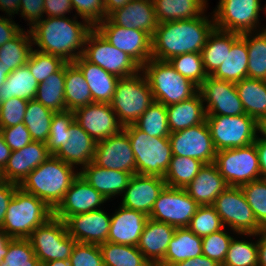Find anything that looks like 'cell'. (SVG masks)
<instances>
[{"mask_svg": "<svg viewBox=\"0 0 266 266\" xmlns=\"http://www.w3.org/2000/svg\"><path fill=\"white\" fill-rule=\"evenodd\" d=\"M86 20L72 17H44L30 30L33 47L41 52L74 62L84 53L85 40L93 29Z\"/></svg>", "mask_w": 266, "mask_h": 266, "instance_id": "cell-1", "label": "cell"}, {"mask_svg": "<svg viewBox=\"0 0 266 266\" xmlns=\"http://www.w3.org/2000/svg\"><path fill=\"white\" fill-rule=\"evenodd\" d=\"M194 19L158 23L152 36V58L168 61L186 53H201L209 34L215 28L213 15Z\"/></svg>", "mask_w": 266, "mask_h": 266, "instance_id": "cell-2", "label": "cell"}, {"mask_svg": "<svg viewBox=\"0 0 266 266\" xmlns=\"http://www.w3.org/2000/svg\"><path fill=\"white\" fill-rule=\"evenodd\" d=\"M45 143L51 155L81 170L92 162L97 142L75 122L74 111L66 110L54 113Z\"/></svg>", "mask_w": 266, "mask_h": 266, "instance_id": "cell-3", "label": "cell"}, {"mask_svg": "<svg viewBox=\"0 0 266 266\" xmlns=\"http://www.w3.org/2000/svg\"><path fill=\"white\" fill-rule=\"evenodd\" d=\"M78 170L51 155L28 174L19 187L43 200L51 209L55 210L62 202L72 181L79 175Z\"/></svg>", "mask_w": 266, "mask_h": 266, "instance_id": "cell-4", "label": "cell"}, {"mask_svg": "<svg viewBox=\"0 0 266 266\" xmlns=\"http://www.w3.org/2000/svg\"><path fill=\"white\" fill-rule=\"evenodd\" d=\"M54 216L43 200L18 187L9 203L2 231L10 238L28 239L40 225Z\"/></svg>", "mask_w": 266, "mask_h": 266, "instance_id": "cell-5", "label": "cell"}, {"mask_svg": "<svg viewBox=\"0 0 266 266\" xmlns=\"http://www.w3.org/2000/svg\"><path fill=\"white\" fill-rule=\"evenodd\" d=\"M150 85L155 102L165 106L194 96L199 87L177 72L168 61L151 58L141 67Z\"/></svg>", "mask_w": 266, "mask_h": 266, "instance_id": "cell-6", "label": "cell"}, {"mask_svg": "<svg viewBox=\"0 0 266 266\" xmlns=\"http://www.w3.org/2000/svg\"><path fill=\"white\" fill-rule=\"evenodd\" d=\"M136 161V174L164 177L171 158L169 138L151 137L134 124L123 127Z\"/></svg>", "mask_w": 266, "mask_h": 266, "instance_id": "cell-7", "label": "cell"}, {"mask_svg": "<svg viewBox=\"0 0 266 266\" xmlns=\"http://www.w3.org/2000/svg\"><path fill=\"white\" fill-rule=\"evenodd\" d=\"M154 98L144 73L119 78L110 105L120 124H134L153 103Z\"/></svg>", "mask_w": 266, "mask_h": 266, "instance_id": "cell-8", "label": "cell"}, {"mask_svg": "<svg viewBox=\"0 0 266 266\" xmlns=\"http://www.w3.org/2000/svg\"><path fill=\"white\" fill-rule=\"evenodd\" d=\"M261 0H219L213 9L215 28L238 34L260 31Z\"/></svg>", "mask_w": 266, "mask_h": 266, "instance_id": "cell-9", "label": "cell"}, {"mask_svg": "<svg viewBox=\"0 0 266 266\" xmlns=\"http://www.w3.org/2000/svg\"><path fill=\"white\" fill-rule=\"evenodd\" d=\"M214 163L228 186L240 187L261 179L255 142L245 147L217 151Z\"/></svg>", "mask_w": 266, "mask_h": 266, "instance_id": "cell-10", "label": "cell"}, {"mask_svg": "<svg viewBox=\"0 0 266 266\" xmlns=\"http://www.w3.org/2000/svg\"><path fill=\"white\" fill-rule=\"evenodd\" d=\"M216 151L245 147L257 138V121L241 114L237 116H206Z\"/></svg>", "mask_w": 266, "mask_h": 266, "instance_id": "cell-11", "label": "cell"}, {"mask_svg": "<svg viewBox=\"0 0 266 266\" xmlns=\"http://www.w3.org/2000/svg\"><path fill=\"white\" fill-rule=\"evenodd\" d=\"M28 239L41 264L52 260H69L76 243L68 234L65 222L55 216L37 227Z\"/></svg>", "mask_w": 266, "mask_h": 266, "instance_id": "cell-12", "label": "cell"}, {"mask_svg": "<svg viewBox=\"0 0 266 266\" xmlns=\"http://www.w3.org/2000/svg\"><path fill=\"white\" fill-rule=\"evenodd\" d=\"M82 56L118 78L130 77L141 71L131 57L106 41L95 28L86 37Z\"/></svg>", "mask_w": 266, "mask_h": 266, "instance_id": "cell-13", "label": "cell"}, {"mask_svg": "<svg viewBox=\"0 0 266 266\" xmlns=\"http://www.w3.org/2000/svg\"><path fill=\"white\" fill-rule=\"evenodd\" d=\"M225 228L236 233L257 234L263 230L258 224L241 187L228 186L212 204Z\"/></svg>", "mask_w": 266, "mask_h": 266, "instance_id": "cell-14", "label": "cell"}, {"mask_svg": "<svg viewBox=\"0 0 266 266\" xmlns=\"http://www.w3.org/2000/svg\"><path fill=\"white\" fill-rule=\"evenodd\" d=\"M94 28L106 41L125 52L140 67L152 58V37L145 31L115 25L108 17Z\"/></svg>", "mask_w": 266, "mask_h": 266, "instance_id": "cell-15", "label": "cell"}, {"mask_svg": "<svg viewBox=\"0 0 266 266\" xmlns=\"http://www.w3.org/2000/svg\"><path fill=\"white\" fill-rule=\"evenodd\" d=\"M198 207L185 189L166 186L154 202L149 218L175 228L188 227Z\"/></svg>", "mask_w": 266, "mask_h": 266, "instance_id": "cell-16", "label": "cell"}, {"mask_svg": "<svg viewBox=\"0 0 266 266\" xmlns=\"http://www.w3.org/2000/svg\"><path fill=\"white\" fill-rule=\"evenodd\" d=\"M172 156L192 157L204 164L213 163L216 157L209 127L206 123L170 133Z\"/></svg>", "mask_w": 266, "mask_h": 266, "instance_id": "cell-17", "label": "cell"}, {"mask_svg": "<svg viewBox=\"0 0 266 266\" xmlns=\"http://www.w3.org/2000/svg\"><path fill=\"white\" fill-rule=\"evenodd\" d=\"M207 116L245 114L235 83L209 75L199 86Z\"/></svg>", "mask_w": 266, "mask_h": 266, "instance_id": "cell-18", "label": "cell"}, {"mask_svg": "<svg viewBox=\"0 0 266 266\" xmlns=\"http://www.w3.org/2000/svg\"><path fill=\"white\" fill-rule=\"evenodd\" d=\"M92 162L103 168L136 174V161L129 137L122 129L96 143Z\"/></svg>", "mask_w": 266, "mask_h": 266, "instance_id": "cell-19", "label": "cell"}, {"mask_svg": "<svg viewBox=\"0 0 266 266\" xmlns=\"http://www.w3.org/2000/svg\"><path fill=\"white\" fill-rule=\"evenodd\" d=\"M75 122L96 142L119 133L123 126L110 104L90 103L74 110Z\"/></svg>", "mask_w": 266, "mask_h": 266, "instance_id": "cell-20", "label": "cell"}, {"mask_svg": "<svg viewBox=\"0 0 266 266\" xmlns=\"http://www.w3.org/2000/svg\"><path fill=\"white\" fill-rule=\"evenodd\" d=\"M109 202L106 197L96 191L79 174L66 191L62 202L54 210V216L65 221L72 215L87 213L103 208Z\"/></svg>", "mask_w": 266, "mask_h": 266, "instance_id": "cell-21", "label": "cell"}, {"mask_svg": "<svg viewBox=\"0 0 266 266\" xmlns=\"http://www.w3.org/2000/svg\"><path fill=\"white\" fill-rule=\"evenodd\" d=\"M111 215L104 208L72 215L64 222L68 234L78 243L101 244L107 242Z\"/></svg>", "mask_w": 266, "mask_h": 266, "instance_id": "cell-22", "label": "cell"}, {"mask_svg": "<svg viewBox=\"0 0 266 266\" xmlns=\"http://www.w3.org/2000/svg\"><path fill=\"white\" fill-rule=\"evenodd\" d=\"M166 186L162 177L134 174L121 195L119 205L149 216L154 202Z\"/></svg>", "mask_w": 266, "mask_h": 266, "instance_id": "cell-23", "label": "cell"}, {"mask_svg": "<svg viewBox=\"0 0 266 266\" xmlns=\"http://www.w3.org/2000/svg\"><path fill=\"white\" fill-rule=\"evenodd\" d=\"M148 219L144 212L118 206L111 215L107 241L137 246Z\"/></svg>", "mask_w": 266, "mask_h": 266, "instance_id": "cell-24", "label": "cell"}, {"mask_svg": "<svg viewBox=\"0 0 266 266\" xmlns=\"http://www.w3.org/2000/svg\"><path fill=\"white\" fill-rule=\"evenodd\" d=\"M50 156L46 143L41 141H32L22 149L11 151L10 158L3 169L6 181L19 185L28 174Z\"/></svg>", "mask_w": 266, "mask_h": 266, "instance_id": "cell-25", "label": "cell"}, {"mask_svg": "<svg viewBox=\"0 0 266 266\" xmlns=\"http://www.w3.org/2000/svg\"><path fill=\"white\" fill-rule=\"evenodd\" d=\"M108 18L115 25L142 30L151 37L158 27L153 0H132L122 8L113 11Z\"/></svg>", "mask_w": 266, "mask_h": 266, "instance_id": "cell-26", "label": "cell"}, {"mask_svg": "<svg viewBox=\"0 0 266 266\" xmlns=\"http://www.w3.org/2000/svg\"><path fill=\"white\" fill-rule=\"evenodd\" d=\"M175 230L170 224L150 218L147 220L137 248L152 266H158L163 261Z\"/></svg>", "mask_w": 266, "mask_h": 266, "instance_id": "cell-27", "label": "cell"}, {"mask_svg": "<svg viewBox=\"0 0 266 266\" xmlns=\"http://www.w3.org/2000/svg\"><path fill=\"white\" fill-rule=\"evenodd\" d=\"M79 174L108 201L121 196L132 177L131 173L103 168L93 162L79 170Z\"/></svg>", "mask_w": 266, "mask_h": 266, "instance_id": "cell-28", "label": "cell"}, {"mask_svg": "<svg viewBox=\"0 0 266 266\" xmlns=\"http://www.w3.org/2000/svg\"><path fill=\"white\" fill-rule=\"evenodd\" d=\"M228 187L215 163L204 164L197 176L184 188L199 205H212Z\"/></svg>", "mask_w": 266, "mask_h": 266, "instance_id": "cell-29", "label": "cell"}, {"mask_svg": "<svg viewBox=\"0 0 266 266\" xmlns=\"http://www.w3.org/2000/svg\"><path fill=\"white\" fill-rule=\"evenodd\" d=\"M74 63L82 71L92 95V103H107L112 101L119 78L87 61L83 56L78 57Z\"/></svg>", "mask_w": 266, "mask_h": 266, "instance_id": "cell-30", "label": "cell"}, {"mask_svg": "<svg viewBox=\"0 0 266 266\" xmlns=\"http://www.w3.org/2000/svg\"><path fill=\"white\" fill-rule=\"evenodd\" d=\"M170 133L206 121L204 102L199 91L189 99L166 106Z\"/></svg>", "mask_w": 266, "mask_h": 266, "instance_id": "cell-31", "label": "cell"}, {"mask_svg": "<svg viewBox=\"0 0 266 266\" xmlns=\"http://www.w3.org/2000/svg\"><path fill=\"white\" fill-rule=\"evenodd\" d=\"M202 254V237L194 234L188 227L176 228L163 261L158 266H173Z\"/></svg>", "mask_w": 266, "mask_h": 266, "instance_id": "cell-32", "label": "cell"}, {"mask_svg": "<svg viewBox=\"0 0 266 266\" xmlns=\"http://www.w3.org/2000/svg\"><path fill=\"white\" fill-rule=\"evenodd\" d=\"M158 23L194 19L207 13L208 0H153Z\"/></svg>", "mask_w": 266, "mask_h": 266, "instance_id": "cell-33", "label": "cell"}, {"mask_svg": "<svg viewBox=\"0 0 266 266\" xmlns=\"http://www.w3.org/2000/svg\"><path fill=\"white\" fill-rule=\"evenodd\" d=\"M248 58L246 41L240 36L231 48H226L224 62L211 76L236 84L247 77Z\"/></svg>", "mask_w": 266, "mask_h": 266, "instance_id": "cell-34", "label": "cell"}, {"mask_svg": "<svg viewBox=\"0 0 266 266\" xmlns=\"http://www.w3.org/2000/svg\"><path fill=\"white\" fill-rule=\"evenodd\" d=\"M239 99L245 114L256 121L266 117V82L265 80L246 77L236 84Z\"/></svg>", "mask_w": 266, "mask_h": 266, "instance_id": "cell-35", "label": "cell"}, {"mask_svg": "<svg viewBox=\"0 0 266 266\" xmlns=\"http://www.w3.org/2000/svg\"><path fill=\"white\" fill-rule=\"evenodd\" d=\"M238 33L223 31L214 28L209 34L206 45L201 51L202 61L206 73L212 75L224 62L226 48H231L232 44L240 37Z\"/></svg>", "mask_w": 266, "mask_h": 266, "instance_id": "cell-36", "label": "cell"}, {"mask_svg": "<svg viewBox=\"0 0 266 266\" xmlns=\"http://www.w3.org/2000/svg\"><path fill=\"white\" fill-rule=\"evenodd\" d=\"M39 83L30 73L28 66L18 67L12 71L0 87V103L10 98L19 97L25 100H34Z\"/></svg>", "mask_w": 266, "mask_h": 266, "instance_id": "cell-37", "label": "cell"}, {"mask_svg": "<svg viewBox=\"0 0 266 266\" xmlns=\"http://www.w3.org/2000/svg\"><path fill=\"white\" fill-rule=\"evenodd\" d=\"M66 110L75 109L92 103V95L88 83L80 68L74 62H66L65 73Z\"/></svg>", "mask_w": 266, "mask_h": 266, "instance_id": "cell-38", "label": "cell"}, {"mask_svg": "<svg viewBox=\"0 0 266 266\" xmlns=\"http://www.w3.org/2000/svg\"><path fill=\"white\" fill-rule=\"evenodd\" d=\"M32 50L31 32L23 28L14 38L0 47V63L11 73L28 62Z\"/></svg>", "mask_w": 266, "mask_h": 266, "instance_id": "cell-39", "label": "cell"}, {"mask_svg": "<svg viewBox=\"0 0 266 266\" xmlns=\"http://www.w3.org/2000/svg\"><path fill=\"white\" fill-rule=\"evenodd\" d=\"M65 73L66 63L44 82L39 83L35 100L53 112L66 111L65 104Z\"/></svg>", "mask_w": 266, "mask_h": 266, "instance_id": "cell-40", "label": "cell"}, {"mask_svg": "<svg viewBox=\"0 0 266 266\" xmlns=\"http://www.w3.org/2000/svg\"><path fill=\"white\" fill-rule=\"evenodd\" d=\"M240 236L249 238V240L240 238ZM251 237L256 238V234L236 233V236H233L230 241L225 260L221 266H258L257 240H251Z\"/></svg>", "mask_w": 266, "mask_h": 266, "instance_id": "cell-41", "label": "cell"}, {"mask_svg": "<svg viewBox=\"0 0 266 266\" xmlns=\"http://www.w3.org/2000/svg\"><path fill=\"white\" fill-rule=\"evenodd\" d=\"M248 50L247 77L266 79V28L241 34Z\"/></svg>", "mask_w": 266, "mask_h": 266, "instance_id": "cell-42", "label": "cell"}, {"mask_svg": "<svg viewBox=\"0 0 266 266\" xmlns=\"http://www.w3.org/2000/svg\"><path fill=\"white\" fill-rule=\"evenodd\" d=\"M104 266H152L137 246L112 242L99 244Z\"/></svg>", "mask_w": 266, "mask_h": 266, "instance_id": "cell-43", "label": "cell"}, {"mask_svg": "<svg viewBox=\"0 0 266 266\" xmlns=\"http://www.w3.org/2000/svg\"><path fill=\"white\" fill-rule=\"evenodd\" d=\"M203 162L192 157L172 156L164 175L168 187L184 189L197 176Z\"/></svg>", "mask_w": 266, "mask_h": 266, "instance_id": "cell-44", "label": "cell"}, {"mask_svg": "<svg viewBox=\"0 0 266 266\" xmlns=\"http://www.w3.org/2000/svg\"><path fill=\"white\" fill-rule=\"evenodd\" d=\"M54 113L35 99L28 100L23 123L33 141H47Z\"/></svg>", "mask_w": 266, "mask_h": 266, "instance_id": "cell-45", "label": "cell"}, {"mask_svg": "<svg viewBox=\"0 0 266 266\" xmlns=\"http://www.w3.org/2000/svg\"><path fill=\"white\" fill-rule=\"evenodd\" d=\"M134 125L151 137L169 138L166 106L153 102Z\"/></svg>", "mask_w": 266, "mask_h": 266, "instance_id": "cell-46", "label": "cell"}, {"mask_svg": "<svg viewBox=\"0 0 266 266\" xmlns=\"http://www.w3.org/2000/svg\"><path fill=\"white\" fill-rule=\"evenodd\" d=\"M170 65L183 77L189 79L198 87L208 77L205 71L201 53H186L168 60Z\"/></svg>", "mask_w": 266, "mask_h": 266, "instance_id": "cell-47", "label": "cell"}, {"mask_svg": "<svg viewBox=\"0 0 266 266\" xmlns=\"http://www.w3.org/2000/svg\"><path fill=\"white\" fill-rule=\"evenodd\" d=\"M0 266H41L29 239L11 238Z\"/></svg>", "mask_w": 266, "mask_h": 266, "instance_id": "cell-48", "label": "cell"}, {"mask_svg": "<svg viewBox=\"0 0 266 266\" xmlns=\"http://www.w3.org/2000/svg\"><path fill=\"white\" fill-rule=\"evenodd\" d=\"M240 187L252 208L256 221L263 229H266V180L251 181Z\"/></svg>", "mask_w": 266, "mask_h": 266, "instance_id": "cell-49", "label": "cell"}, {"mask_svg": "<svg viewBox=\"0 0 266 266\" xmlns=\"http://www.w3.org/2000/svg\"><path fill=\"white\" fill-rule=\"evenodd\" d=\"M65 63L66 61L61 57L44 53L33 48L26 65L37 82L41 83L54 72L58 71Z\"/></svg>", "mask_w": 266, "mask_h": 266, "instance_id": "cell-50", "label": "cell"}, {"mask_svg": "<svg viewBox=\"0 0 266 266\" xmlns=\"http://www.w3.org/2000/svg\"><path fill=\"white\" fill-rule=\"evenodd\" d=\"M188 228L197 236L204 237L220 231L224 226L212 205H199Z\"/></svg>", "mask_w": 266, "mask_h": 266, "instance_id": "cell-51", "label": "cell"}, {"mask_svg": "<svg viewBox=\"0 0 266 266\" xmlns=\"http://www.w3.org/2000/svg\"><path fill=\"white\" fill-rule=\"evenodd\" d=\"M228 230V231H227ZM233 234V235H231ZM236 232L225 227L218 232L202 237V252L208 258L223 264L230 241Z\"/></svg>", "mask_w": 266, "mask_h": 266, "instance_id": "cell-52", "label": "cell"}, {"mask_svg": "<svg viewBox=\"0 0 266 266\" xmlns=\"http://www.w3.org/2000/svg\"><path fill=\"white\" fill-rule=\"evenodd\" d=\"M69 261L71 266H104L98 244L76 242Z\"/></svg>", "mask_w": 266, "mask_h": 266, "instance_id": "cell-53", "label": "cell"}, {"mask_svg": "<svg viewBox=\"0 0 266 266\" xmlns=\"http://www.w3.org/2000/svg\"><path fill=\"white\" fill-rule=\"evenodd\" d=\"M75 16L86 20L92 27L105 19L104 0H70Z\"/></svg>", "mask_w": 266, "mask_h": 266, "instance_id": "cell-54", "label": "cell"}, {"mask_svg": "<svg viewBox=\"0 0 266 266\" xmlns=\"http://www.w3.org/2000/svg\"><path fill=\"white\" fill-rule=\"evenodd\" d=\"M28 100L12 97L0 103V129L23 123Z\"/></svg>", "mask_w": 266, "mask_h": 266, "instance_id": "cell-55", "label": "cell"}, {"mask_svg": "<svg viewBox=\"0 0 266 266\" xmlns=\"http://www.w3.org/2000/svg\"><path fill=\"white\" fill-rule=\"evenodd\" d=\"M0 132L11 151L22 149L33 141L24 123L2 128Z\"/></svg>", "mask_w": 266, "mask_h": 266, "instance_id": "cell-56", "label": "cell"}, {"mask_svg": "<svg viewBox=\"0 0 266 266\" xmlns=\"http://www.w3.org/2000/svg\"><path fill=\"white\" fill-rule=\"evenodd\" d=\"M45 0H20L19 14L31 29L44 18Z\"/></svg>", "mask_w": 266, "mask_h": 266, "instance_id": "cell-57", "label": "cell"}, {"mask_svg": "<svg viewBox=\"0 0 266 266\" xmlns=\"http://www.w3.org/2000/svg\"><path fill=\"white\" fill-rule=\"evenodd\" d=\"M73 8L70 0H45L44 17H67L71 16Z\"/></svg>", "mask_w": 266, "mask_h": 266, "instance_id": "cell-58", "label": "cell"}, {"mask_svg": "<svg viewBox=\"0 0 266 266\" xmlns=\"http://www.w3.org/2000/svg\"><path fill=\"white\" fill-rule=\"evenodd\" d=\"M7 16L0 15V47L14 38L23 28Z\"/></svg>", "mask_w": 266, "mask_h": 266, "instance_id": "cell-59", "label": "cell"}, {"mask_svg": "<svg viewBox=\"0 0 266 266\" xmlns=\"http://www.w3.org/2000/svg\"><path fill=\"white\" fill-rule=\"evenodd\" d=\"M18 187V184L8 181L0 186V229L2 228L9 203Z\"/></svg>", "mask_w": 266, "mask_h": 266, "instance_id": "cell-60", "label": "cell"}, {"mask_svg": "<svg viewBox=\"0 0 266 266\" xmlns=\"http://www.w3.org/2000/svg\"><path fill=\"white\" fill-rule=\"evenodd\" d=\"M173 266H221L217 261L208 258L205 255H199L195 258L178 262Z\"/></svg>", "mask_w": 266, "mask_h": 266, "instance_id": "cell-61", "label": "cell"}, {"mask_svg": "<svg viewBox=\"0 0 266 266\" xmlns=\"http://www.w3.org/2000/svg\"><path fill=\"white\" fill-rule=\"evenodd\" d=\"M256 237L258 245V266H266V229L257 233Z\"/></svg>", "mask_w": 266, "mask_h": 266, "instance_id": "cell-62", "label": "cell"}, {"mask_svg": "<svg viewBox=\"0 0 266 266\" xmlns=\"http://www.w3.org/2000/svg\"><path fill=\"white\" fill-rule=\"evenodd\" d=\"M20 0H0V11L7 17L14 18L19 14Z\"/></svg>", "mask_w": 266, "mask_h": 266, "instance_id": "cell-63", "label": "cell"}, {"mask_svg": "<svg viewBox=\"0 0 266 266\" xmlns=\"http://www.w3.org/2000/svg\"><path fill=\"white\" fill-rule=\"evenodd\" d=\"M255 145L259 157L261 179L266 180V142L256 138Z\"/></svg>", "mask_w": 266, "mask_h": 266, "instance_id": "cell-64", "label": "cell"}, {"mask_svg": "<svg viewBox=\"0 0 266 266\" xmlns=\"http://www.w3.org/2000/svg\"><path fill=\"white\" fill-rule=\"evenodd\" d=\"M132 0H104L105 18L108 17L116 9L122 8Z\"/></svg>", "mask_w": 266, "mask_h": 266, "instance_id": "cell-65", "label": "cell"}, {"mask_svg": "<svg viewBox=\"0 0 266 266\" xmlns=\"http://www.w3.org/2000/svg\"><path fill=\"white\" fill-rule=\"evenodd\" d=\"M11 155V149L4 141V138L0 132V168L4 169L8 159Z\"/></svg>", "mask_w": 266, "mask_h": 266, "instance_id": "cell-66", "label": "cell"}, {"mask_svg": "<svg viewBox=\"0 0 266 266\" xmlns=\"http://www.w3.org/2000/svg\"><path fill=\"white\" fill-rule=\"evenodd\" d=\"M11 240L2 229H0V263L3 261L8 251V242Z\"/></svg>", "mask_w": 266, "mask_h": 266, "instance_id": "cell-67", "label": "cell"}, {"mask_svg": "<svg viewBox=\"0 0 266 266\" xmlns=\"http://www.w3.org/2000/svg\"><path fill=\"white\" fill-rule=\"evenodd\" d=\"M257 139L266 142V117L257 121Z\"/></svg>", "mask_w": 266, "mask_h": 266, "instance_id": "cell-68", "label": "cell"}, {"mask_svg": "<svg viewBox=\"0 0 266 266\" xmlns=\"http://www.w3.org/2000/svg\"><path fill=\"white\" fill-rule=\"evenodd\" d=\"M41 266H71L69 260H52Z\"/></svg>", "mask_w": 266, "mask_h": 266, "instance_id": "cell-69", "label": "cell"}, {"mask_svg": "<svg viewBox=\"0 0 266 266\" xmlns=\"http://www.w3.org/2000/svg\"><path fill=\"white\" fill-rule=\"evenodd\" d=\"M10 72L0 63V87L6 81Z\"/></svg>", "mask_w": 266, "mask_h": 266, "instance_id": "cell-70", "label": "cell"}, {"mask_svg": "<svg viewBox=\"0 0 266 266\" xmlns=\"http://www.w3.org/2000/svg\"><path fill=\"white\" fill-rule=\"evenodd\" d=\"M7 181L5 179V176H4V172H3V169L0 168V186L5 184Z\"/></svg>", "mask_w": 266, "mask_h": 266, "instance_id": "cell-71", "label": "cell"}, {"mask_svg": "<svg viewBox=\"0 0 266 266\" xmlns=\"http://www.w3.org/2000/svg\"><path fill=\"white\" fill-rule=\"evenodd\" d=\"M263 9H264V10H263V11H264L263 13L265 14V13H266V3H265V6H264ZM265 15H266V14H265ZM265 26H266V25H265Z\"/></svg>", "mask_w": 266, "mask_h": 266, "instance_id": "cell-72", "label": "cell"}]
</instances>
